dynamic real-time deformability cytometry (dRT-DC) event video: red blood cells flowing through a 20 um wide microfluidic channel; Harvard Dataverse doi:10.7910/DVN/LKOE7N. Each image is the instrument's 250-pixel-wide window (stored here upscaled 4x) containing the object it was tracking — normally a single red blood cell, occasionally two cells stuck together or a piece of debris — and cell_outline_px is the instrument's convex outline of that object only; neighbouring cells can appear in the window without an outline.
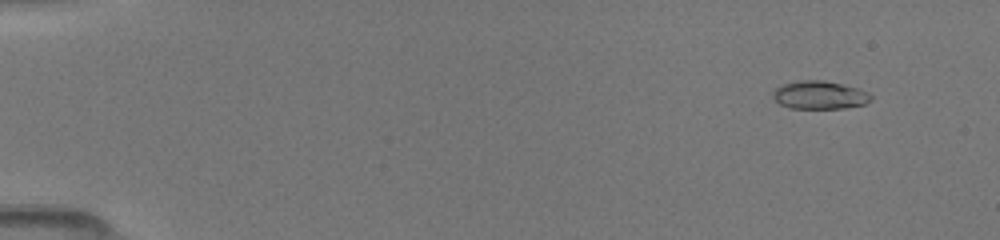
{"species": "common noctule bat (a hibernating species)", "species_latin": "Nyctalus noctula", "temperature_condition": "room temperature", "stored_images_in_passage": 6, "camera_frame_rate_fps": 3000, "um_per_image_px": 0.085, "animal": {"sex": "female", "body_mass_g": 19.5, "forearm_length_mm": 54.1}, "frame": {"image": 1, "passage_image": 2, "time_ms": 1.0, "image_size_px": [1000, 240], "cell_outline_px": [[872, 100], [864, 104], [844, 108], [788, 108], [780, 104], [772, 96], [772, 92], [776, 88], [784, 84], [800, 80], [824, 80], [844, 84], [868, 92], [872, 96]], "centroid_in_image_um": [69.67, 8.07], "position_along_channel_um": 15.3, "area_um2": 16.07}}
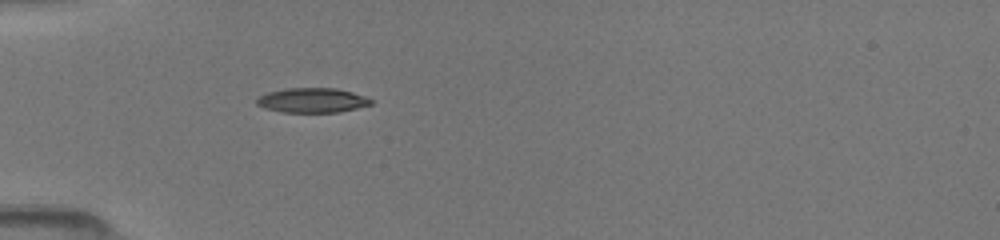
{"frame": {"image": 2, "passage_image": 6, "time_ms": 5.0, "image_size_px": [1000, 240], "cell_outline_px": [[372, 104], [340, 112], [280, 112], [264, 108], [256, 104], [256, 100], [260, 96], [268, 92], [284, 88], [336, 88], [352, 92], [364, 96], [372, 100]], "centroid_in_image_um": [26.52, 8.52], "position_along_channel_um": 58.5, "area_um2": 16.42}}